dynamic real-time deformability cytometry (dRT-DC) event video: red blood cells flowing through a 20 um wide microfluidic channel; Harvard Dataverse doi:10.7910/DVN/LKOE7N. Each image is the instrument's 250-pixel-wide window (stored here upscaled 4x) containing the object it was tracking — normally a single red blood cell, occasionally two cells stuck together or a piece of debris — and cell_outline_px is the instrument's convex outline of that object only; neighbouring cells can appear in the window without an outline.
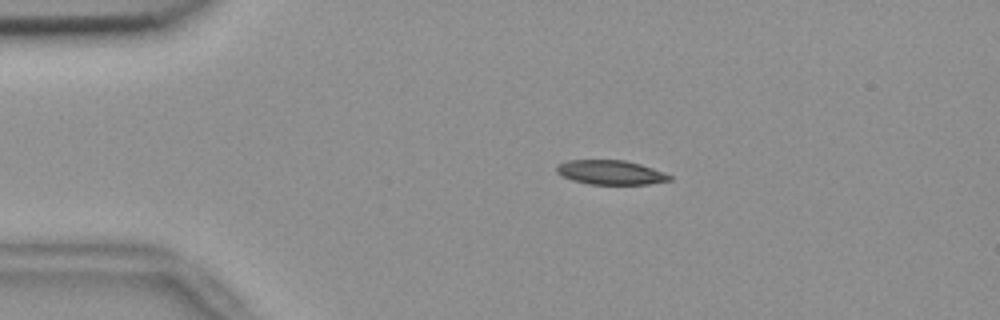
{"species": "common noctule bat (a hibernating species)", "species_latin": "Nyctalus noctula", "temperature_condition": "room temperature", "stored_images_in_passage": 56, "camera_frame_rate_fps": 3000, "um_per_image_px": 0.085, "animal": {"sex": "female", "body_mass_g": 18.4}, "frame": {"image": 1, "passage_image": 12, "time_ms": 3.667, "image_size_px": [1000, 320], "cell_outline_px": [[672, 180], [648, 184], [588, 184], [572, 180], [556, 172], [556, 168], [560, 164], [568, 160], [624, 160], [640, 164], [652, 168], [672, 176]], "centroid_in_image_um": [51.91, 14.66], "position_along_channel_um": 33.1, "area_um2": 15.84}}
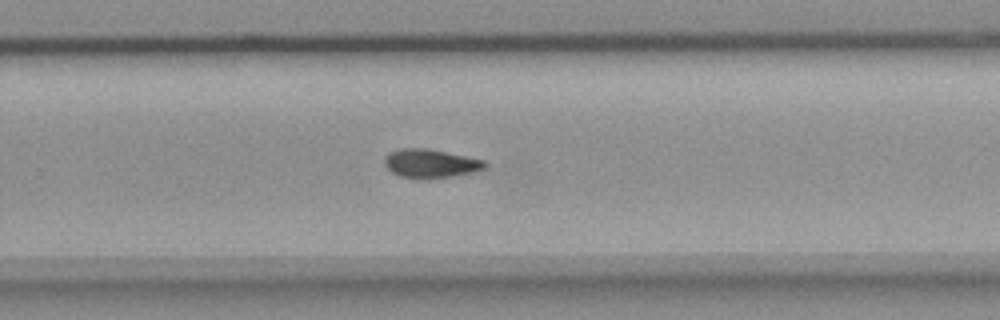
{"frame": {"image": 2, "passage_image": 37, "time_ms": 12.0, "image_size_px": [1000, 320], "cell_outline_px": [[488, 168], [476, 172], [428, 180], [420, 180], [400, 176], [392, 172], [384, 164], [384, 156], [388, 152], [400, 148], [424, 148], [484, 160], [488, 164]], "centroid_in_image_um": [36.59, 13.92], "position_along_channel_um": 293.2, "area_um2": 17.11}}
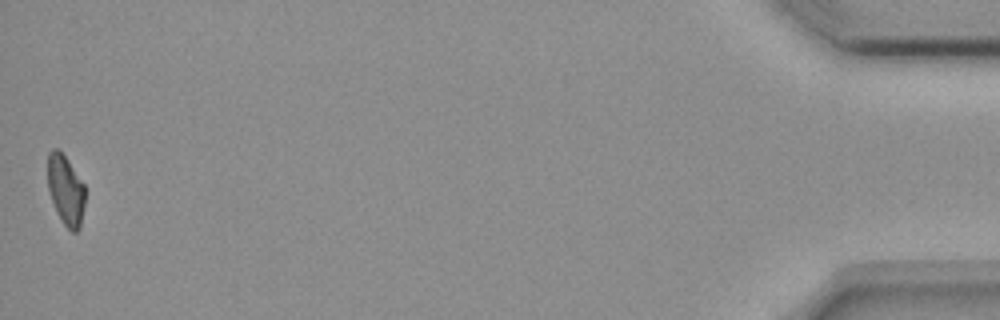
{"frame": {"image": 3, "passage_image": 56, "time_ms": 18.333, "image_size_px": [1000, 320], "cell_outline_px": [[84, 204], [80, 228], [76, 232], [72, 232], [64, 224], [56, 212], [48, 188], [48, 152], [52, 148], [56, 148], [64, 156], [84, 184]], "centroid_in_image_um": [5.57, 16.17], "position_along_channel_um": 429.6, "area_um2": 14.97}}